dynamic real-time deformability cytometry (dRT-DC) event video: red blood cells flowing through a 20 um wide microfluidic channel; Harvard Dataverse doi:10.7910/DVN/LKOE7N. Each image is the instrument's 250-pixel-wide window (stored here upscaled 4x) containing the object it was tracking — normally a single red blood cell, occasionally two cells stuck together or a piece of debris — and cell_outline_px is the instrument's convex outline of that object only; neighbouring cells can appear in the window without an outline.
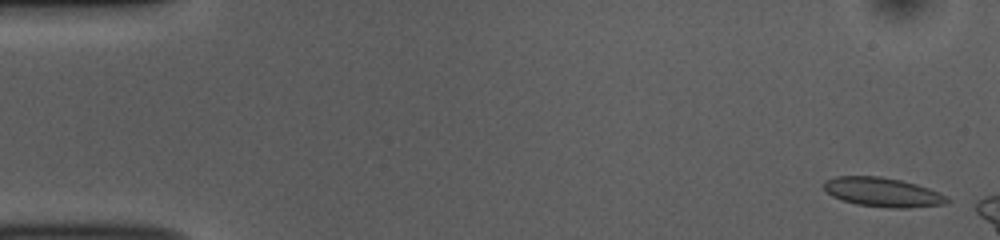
{"species": "common noctule bat (a hibernating species)", "species_latin": "Nyctalus noctula", "temperature_condition": "room temperature", "stored_images_in_passage": 47, "camera_frame_rate_fps": 3000, "um_per_image_px": 0.085, "animal": {"sex": "female", "body_mass_g": 10.0, "forearm_length_mm": 53.1}, "frame": {"image": 1, "passage_image": 2, "time_ms": 0.333, "image_size_px": [1000, 240], "cell_outline_px": [[952, 200], [944, 204], [908, 208], [888, 208], [856, 204], [832, 196], [824, 188], [824, 180], [836, 176], [880, 176], [900, 180], [916, 184], [928, 188], [948, 196]], "centroid_in_image_um": [75.05, 16.34], "position_along_channel_um": 10.0, "area_um2": 20.98}}
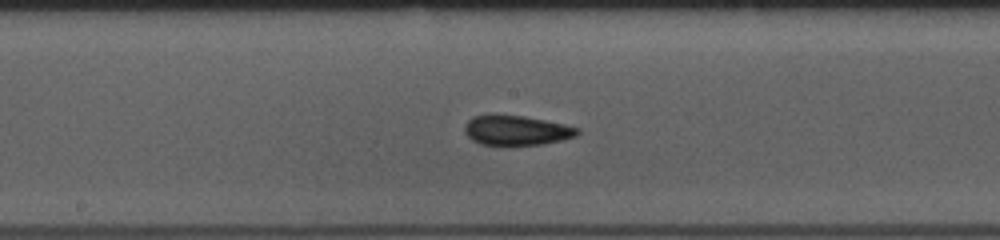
{"frame": {"image": 2, "passage_image": 27, "time_ms": 8.667, "image_size_px": [1000, 240], "cell_outline_px": [[580, 132], [576, 136], [544, 144], [504, 148], [480, 144], [472, 140], [464, 132], [464, 124], [472, 116], [492, 112], [496, 112], [524, 116], [564, 124], [580, 128]], "centroid_in_image_um": [43.81, 11.09], "position_along_channel_um": 204.4, "area_um2": 20.87}}
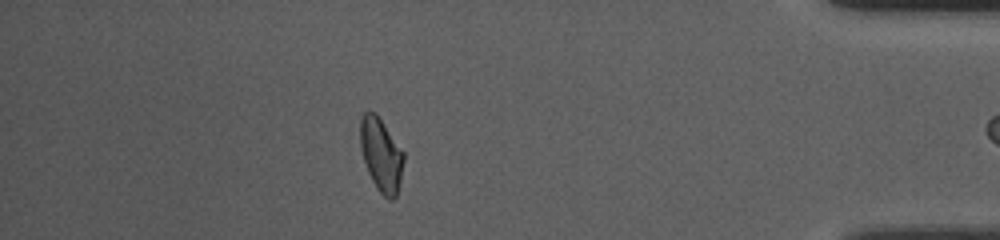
{"frame": {"image": 3, "passage_image": 46, "time_ms": 15.0, "image_size_px": [1000, 240], "cell_outline_px": [[404, 160], [400, 180], [396, 196], [392, 200], [388, 200], [376, 188], [368, 172], [360, 148], [360, 116], [368, 108], [376, 112], [404, 152]], "centroid_in_image_um": [32.38, 13.1], "position_along_channel_um": 402.8, "area_um2": 18.79}}